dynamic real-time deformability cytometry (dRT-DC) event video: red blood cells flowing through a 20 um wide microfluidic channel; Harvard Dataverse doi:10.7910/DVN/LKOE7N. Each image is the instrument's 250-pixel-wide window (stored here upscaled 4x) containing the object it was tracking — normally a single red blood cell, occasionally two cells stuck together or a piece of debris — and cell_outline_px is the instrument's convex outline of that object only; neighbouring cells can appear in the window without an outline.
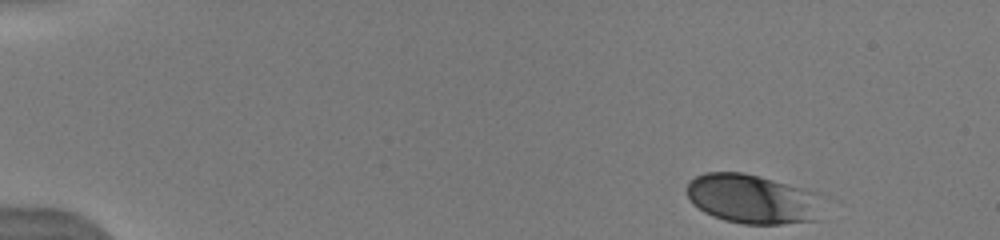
{"species": "human", "species_latin": "Homo sapiens", "temperature_condition": "warm", "stored_images_in_passage": 19, "camera_frame_rate_fps": 3000, "um_per_image_px": 0.085, "donor": {"sex": "male"}, "frame": {"image": 1, "passage_image": 1, "time_ms": 0.0, "image_size_px": [1000, 240], "cell_outline_px": [[828, 196], [820, 220], [780, 224], [744, 224], [724, 220], [712, 216], [704, 212], [692, 204], [688, 196], [688, 180], [704, 172], [744, 172], [760, 176], [820, 192]], "centroid_in_image_um": [64.1, 16.91], "position_along_channel_um": 20.9, "area_um2": 40.46}}
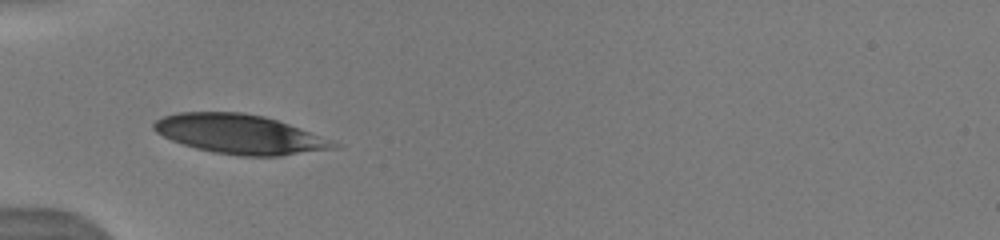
{"frame": {"image": 2, "passage_image": 9, "time_ms": 4.0, "image_size_px": [1000, 240], "cell_outline_px": [[340, 148], [280, 156], [240, 156], [212, 152], [196, 148], [172, 140], [156, 132], [152, 128], [152, 124], [156, 120], [164, 116], [176, 112], [244, 112], [264, 116], [300, 128], [340, 144]], "centroid_in_image_um": [20.37, 11.41], "position_along_channel_um": 64.6, "area_um2": 41.15}}